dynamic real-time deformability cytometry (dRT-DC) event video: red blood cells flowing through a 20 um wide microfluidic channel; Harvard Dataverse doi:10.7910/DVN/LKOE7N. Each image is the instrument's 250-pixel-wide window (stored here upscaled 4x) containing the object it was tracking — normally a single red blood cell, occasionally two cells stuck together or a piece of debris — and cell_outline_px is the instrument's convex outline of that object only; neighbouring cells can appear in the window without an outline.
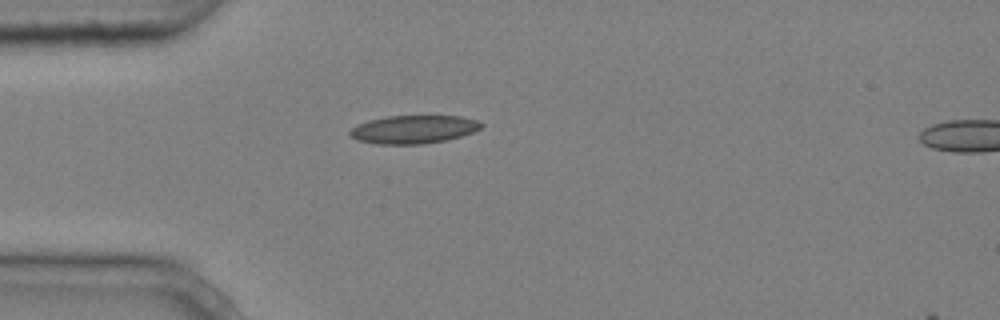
{"species": "common noctule bat (a hibernating species)", "species_latin": "Nyctalus noctula", "temperature_condition": "cold", "stored_images_in_passage": 3, "camera_frame_rate_fps": 3000, "um_per_image_px": 0.085, "animal": {"sex": "male", "body_mass_g": 20.4}, "frame": {"image": 1, "passage_image": 1, "time_ms": 0.0, "image_size_px": [1000, 320], "cell_outline_px": [[484, 124], [480, 128], [472, 132], [460, 136], [444, 140], [420, 144], [376, 144], [356, 140], [348, 132], [356, 124], [368, 120], [388, 116], [460, 116], [480, 120]], "centroid_in_image_um": [35.14, 10.99], "position_along_channel_um": 49.9, "area_um2": 21.56}}
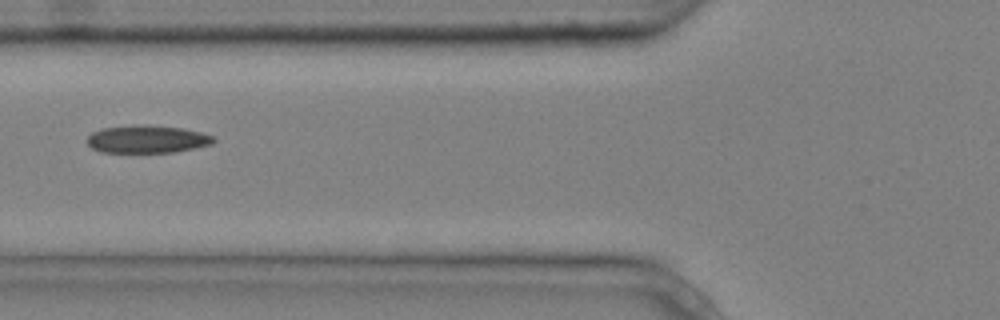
{"frame": {"image": 2, "passage_image": 3, "time_ms": 0.667, "image_size_px": [1000, 320], "cell_outline_px": [[216, 140], [212, 144], [176, 152], [100, 152], [92, 148], [88, 144], [88, 136], [92, 132], [104, 128], [144, 124], [180, 128], [200, 132], [212, 136]], "centroid_in_image_um": [12.51, 11.83], "position_along_channel_um": 113.3, "area_um2": 20.23}}